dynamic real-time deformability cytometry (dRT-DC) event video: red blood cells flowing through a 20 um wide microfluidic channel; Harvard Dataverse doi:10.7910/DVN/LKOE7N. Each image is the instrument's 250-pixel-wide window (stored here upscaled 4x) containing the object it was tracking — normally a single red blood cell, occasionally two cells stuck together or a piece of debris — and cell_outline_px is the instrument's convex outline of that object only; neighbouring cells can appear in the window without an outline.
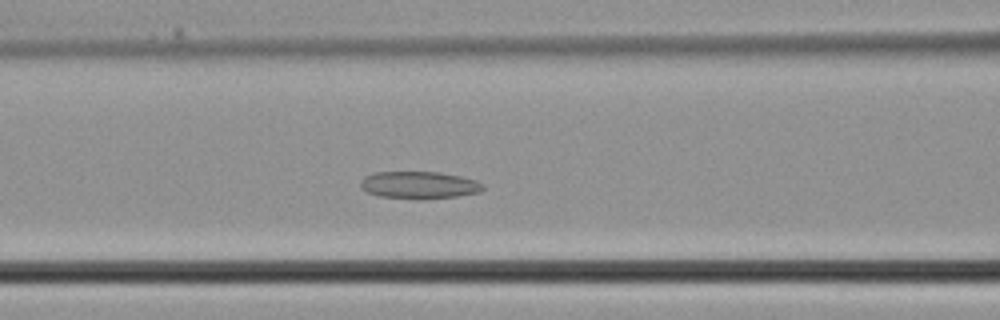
{"species": "common noctule bat (a hibernating species)", "species_latin": "Nyctalus noctula", "temperature_condition": "cold", "stored_images_in_passage": 30, "camera_frame_rate_fps": 3000, "um_per_image_px": 0.085, "animal": {"sex": "male", "body_mass_g": 21.5, "forearm_length_mm": 52.0}, "frame": {"image": 1, "passage_image": 7, "time_ms": 2.0, "image_size_px": [1000, 320], "cell_outline_px": [[484, 188], [480, 192], [456, 196], [424, 200], [420, 200], [380, 196], [368, 192], [360, 188], [360, 180], [364, 176], [372, 172], [440, 172], [460, 176], [476, 180], [484, 184]], "centroid_in_image_um": [35.61, 15.73], "position_along_channel_um": 131.0, "area_um2": 19.77}}
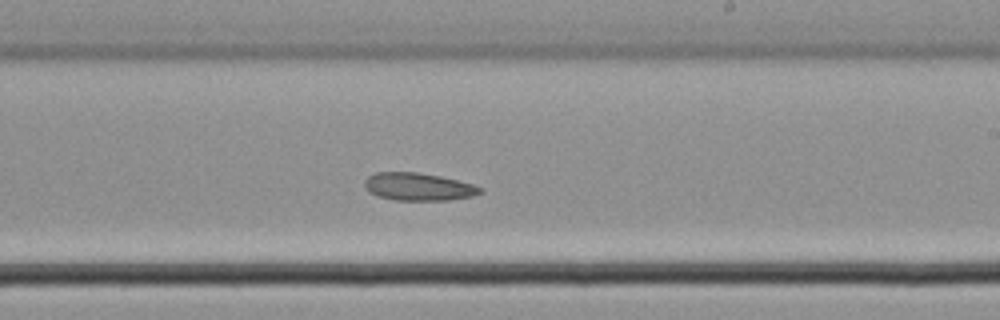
{"frame": {"image": 2, "passage_image": 14, "time_ms": 4.333, "image_size_px": [1000, 320], "cell_outline_px": [[484, 188], [480, 192], [472, 196], [448, 200], [396, 200], [376, 196], [368, 192], [364, 184], [364, 180], [368, 176], [376, 172], [416, 172], [440, 176], [472, 184]], "centroid_in_image_um": [35.51, 15.87], "position_along_channel_um": 253.5, "area_um2": 18.61}}
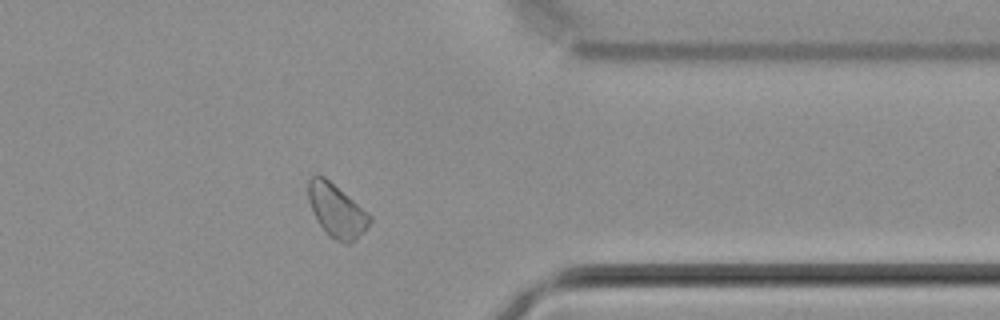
{"frame": {"image": 3, "passage_image": 22, "time_ms": 7.0, "image_size_px": [1000, 320], "cell_outline_px": [[372, 220], [356, 240], [348, 244], [336, 240], [328, 236], [320, 224], [308, 200], [308, 180], [312, 176], [324, 176], [368, 212], [372, 216]], "centroid_in_image_um": [28.63, 17.91], "position_along_channel_um": 382.8, "area_um2": 18.73}}